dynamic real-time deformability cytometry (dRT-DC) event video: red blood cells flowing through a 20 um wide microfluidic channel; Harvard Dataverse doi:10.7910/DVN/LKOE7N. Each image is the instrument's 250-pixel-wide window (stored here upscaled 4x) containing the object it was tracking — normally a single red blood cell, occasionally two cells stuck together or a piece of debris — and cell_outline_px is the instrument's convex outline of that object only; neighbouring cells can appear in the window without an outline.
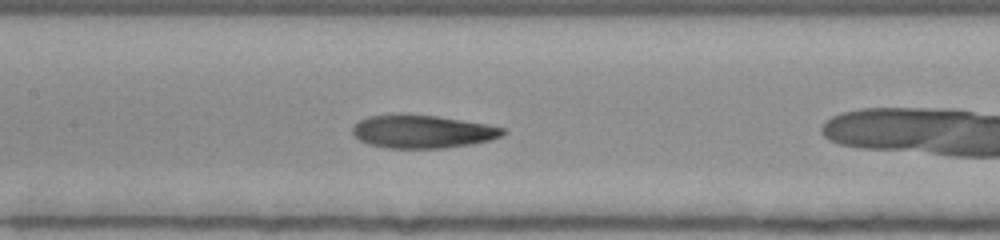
{"species": "human", "species_latin": "Homo sapiens", "temperature_condition": "room temperature", "stored_images_in_passage": 34, "segment_of_instrument_passage": [2, 2], "camera_frame_rate_fps": 3000, "um_per_image_px": 0.085, "donor": {"sex": "female"}, "frame": {"image": 1, "passage_image": 8, "time_ms": 2.333, "image_size_px": [1000, 240], "cell_outline_px": [[508, 132], [504, 136], [492, 140], [472, 144], [444, 148], [384, 148], [368, 144], [360, 140], [352, 132], [352, 128], [360, 120], [368, 116], [400, 112], [436, 116], [488, 124], [504, 128]], "centroid_in_image_um": [35.93, 11.17], "position_along_channel_um": 171.5, "area_um2": 29.59}}
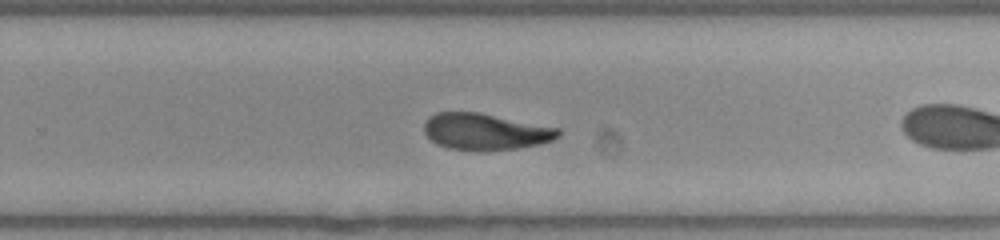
{"frame": {"image": 2, "passage_image": 17, "time_ms": 5.333, "image_size_px": [1000, 240], "cell_outline_px": [[560, 136], [552, 140], [540, 144], [516, 148], [448, 148], [436, 144], [424, 132], [424, 124], [428, 116], [436, 112], [480, 112], [560, 128]], "centroid_in_image_um": [41.26, 11.14], "position_along_channel_um": 288.5, "area_um2": 27.92}}
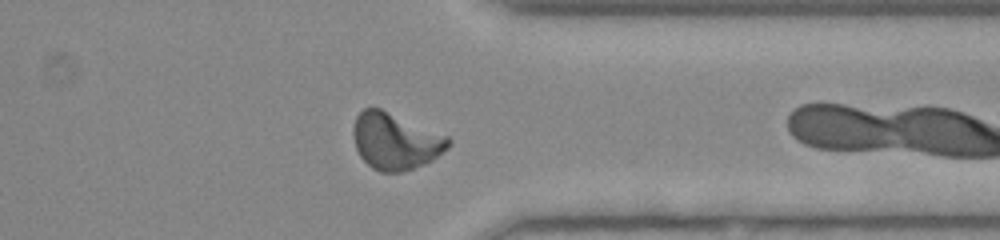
{"frame": {"image": 3, "passage_image": 24, "time_ms": 7.667, "image_size_px": [1000, 240], "cell_outline_px": [[452, 144], [448, 148], [432, 160], [424, 164], [400, 172], [380, 172], [372, 168], [360, 156], [356, 148], [352, 136], [352, 128], [356, 116], [364, 108], [380, 108], [448, 136], [452, 140]], "centroid_in_image_um": [33.6, 12.0], "position_along_channel_um": 377.8, "area_um2": 31.33}}